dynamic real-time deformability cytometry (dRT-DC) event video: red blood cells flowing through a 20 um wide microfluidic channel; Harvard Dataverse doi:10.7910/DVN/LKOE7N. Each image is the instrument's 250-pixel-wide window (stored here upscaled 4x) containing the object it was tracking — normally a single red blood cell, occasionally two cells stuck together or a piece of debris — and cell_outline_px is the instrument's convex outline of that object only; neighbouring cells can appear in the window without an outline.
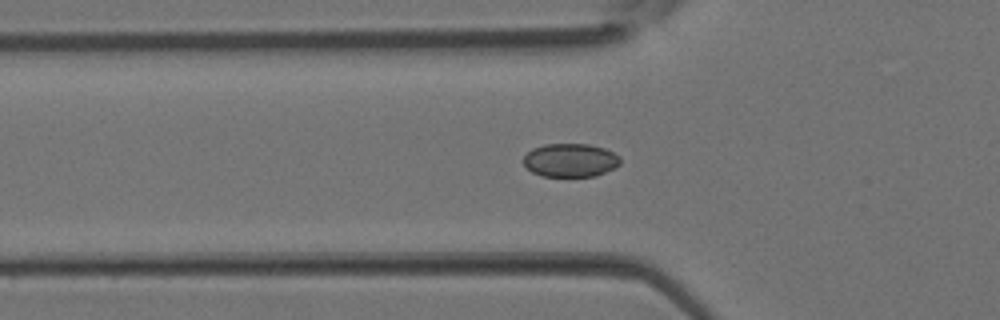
{"species": "Egyptian fruit bat (a non-hibernating species)", "species_latin": "Rousettus aegyptiacus", "temperature_condition": "room temperature", "stored_images_in_passage": 27, "camera_frame_rate_fps": 3000, "um_per_image_px": 0.085, "animal": {"sex": "female"}, "frame": {"image": 1, "passage_image": 5, "time_ms": 1.333, "image_size_px": [1000, 320], "cell_outline_px": [[620, 164], [616, 168], [596, 176], [544, 176], [532, 172], [524, 164], [524, 156], [532, 148], [544, 144], [588, 144], [604, 148], [620, 156]], "centroid_in_image_um": [48.51, 13.61], "position_along_channel_um": 77.3, "area_um2": 18.9}}
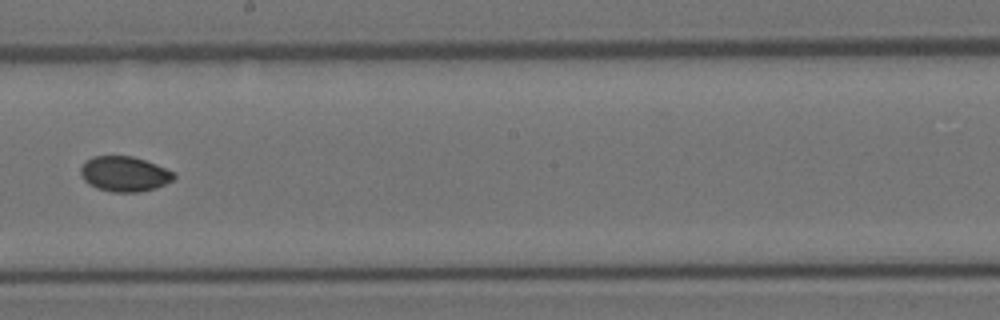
{"frame": {"image": 2, "passage_image": 14, "time_ms": 4.333, "image_size_px": [1000, 320], "cell_outline_px": [[176, 176], [172, 180], [156, 188], [140, 192], [112, 192], [96, 188], [88, 184], [84, 180], [80, 172], [80, 168], [92, 156], [132, 156], [156, 164], [172, 172]], "centroid_in_image_um": [10.56, 14.79], "position_along_channel_um": 237.6, "area_um2": 18.96}}
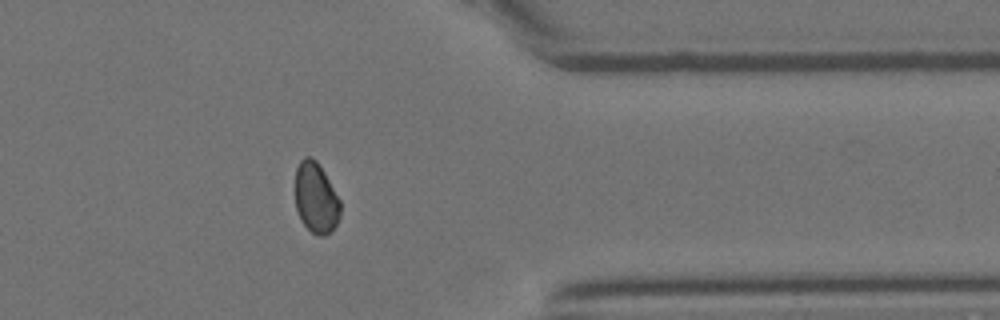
{"frame": {"image": 3, "passage_image": 23, "time_ms": 7.333, "image_size_px": [1000, 320], "cell_outline_px": [[340, 216], [332, 232], [324, 236], [316, 236], [300, 220], [296, 208], [296, 168], [300, 160], [304, 156], [312, 156], [316, 160], [324, 172], [340, 200]], "centroid_in_image_um": [26.85, 16.83], "position_along_channel_um": 384.5, "area_um2": 18.67}}